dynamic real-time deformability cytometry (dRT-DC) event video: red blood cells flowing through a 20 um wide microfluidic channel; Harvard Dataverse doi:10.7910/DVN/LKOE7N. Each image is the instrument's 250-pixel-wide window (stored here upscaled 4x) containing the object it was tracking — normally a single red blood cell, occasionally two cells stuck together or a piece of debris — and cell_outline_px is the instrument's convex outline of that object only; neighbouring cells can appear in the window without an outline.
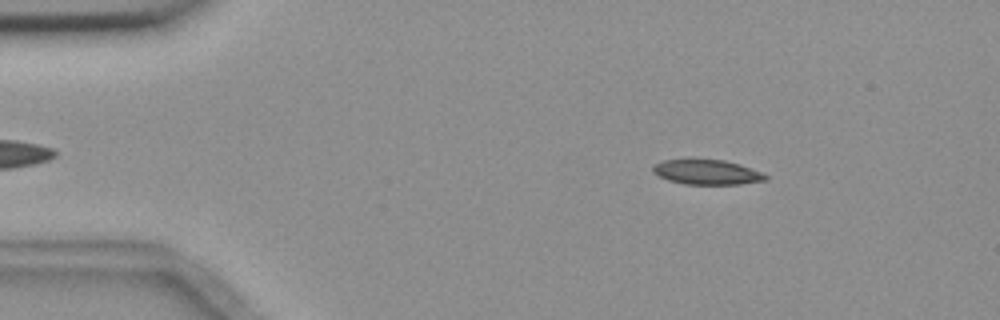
{"species": "common noctule bat (a hibernating species)", "species_latin": "Nyctalus noctula", "temperature_condition": "room temperature", "stored_images_in_passage": 4, "camera_frame_rate_fps": 3000, "um_per_image_px": 0.085, "animal": {"sex": "female", "body_mass_g": 18.4}, "frame": {"image": 1, "passage_image": 2, "time_ms": 1.333, "image_size_px": [1000, 320], "cell_outline_px": [[768, 180], [740, 184], [684, 184], [668, 180], [660, 176], [652, 168], [656, 164], [664, 160], [688, 156], [692, 156], [724, 160], [740, 164], [760, 172], [768, 176]], "centroid_in_image_um": [60.07, 14.58], "position_along_channel_um": 24.9, "area_um2": 16.88}}